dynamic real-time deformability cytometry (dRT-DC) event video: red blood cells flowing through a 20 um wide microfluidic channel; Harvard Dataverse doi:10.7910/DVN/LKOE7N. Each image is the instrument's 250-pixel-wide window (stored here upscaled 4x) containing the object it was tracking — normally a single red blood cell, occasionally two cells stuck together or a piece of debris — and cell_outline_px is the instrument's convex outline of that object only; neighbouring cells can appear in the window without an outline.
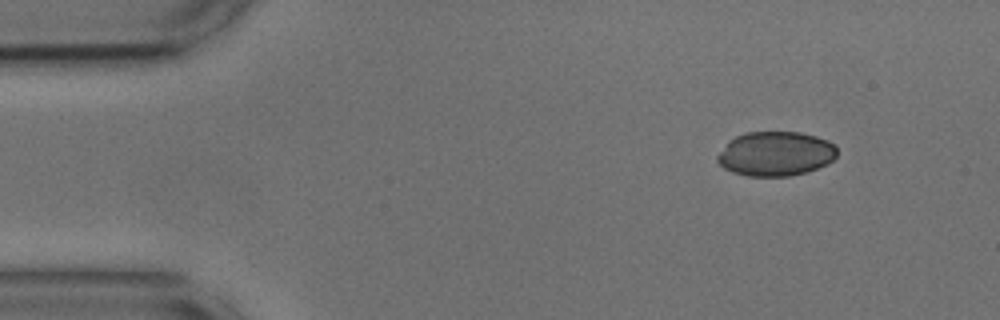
{"species": "common noctule bat (a hibernating species)", "species_latin": "Nyctalus noctula", "temperature_condition": "cold", "stored_images_in_passage": 10, "camera_frame_rate_fps": 3000, "um_per_image_px": 0.085, "animal": {"sex": "male", "body_mass_g": 17.9, "forearm_length_mm": 54.2}, "frame": {"image": 1, "passage_image": 1, "time_ms": 0.0, "image_size_px": [1000, 320], "cell_outline_px": [[836, 156], [828, 164], [804, 172], [788, 176], [748, 176], [732, 172], [724, 168], [716, 160], [716, 156], [728, 140], [736, 136], [748, 132], [800, 132], [816, 136], [828, 140], [836, 144]], "centroid_in_image_um": [65.91, 13.06], "position_along_channel_um": 19.1, "area_um2": 31.1}}